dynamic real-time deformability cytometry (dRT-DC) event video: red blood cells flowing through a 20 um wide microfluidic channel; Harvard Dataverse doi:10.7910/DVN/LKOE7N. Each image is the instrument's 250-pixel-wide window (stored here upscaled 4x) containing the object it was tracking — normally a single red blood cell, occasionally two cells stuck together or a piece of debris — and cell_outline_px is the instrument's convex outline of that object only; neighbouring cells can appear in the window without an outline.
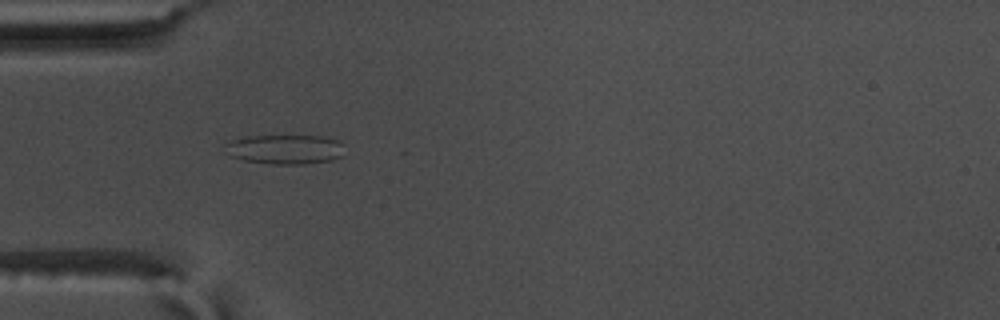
{"species": "common noctule bat (a hibernating species)", "species_latin": "Nyctalus noctula", "temperature_condition": "warm", "stored_images_in_passage": 42, "camera_frame_rate_fps": 3000, "um_per_image_px": 0.085, "animal": {"sex": "male", "body_mass_g": 17.5, "forearm_length_mm": 52.3}, "frame": {"image": 1, "passage_image": 3, "time_ms": 0.667, "image_size_px": [1000, 320], "cell_outline_px": [[344, 156], [332, 160], [304, 164], [272, 164], [244, 160], [228, 156], [224, 144], [232, 140], [244, 136], [320, 136], [340, 140], [344, 144]], "centroid_in_image_um": [24.26, 12.69], "position_along_channel_um": 60.7, "area_um2": 20.87}}
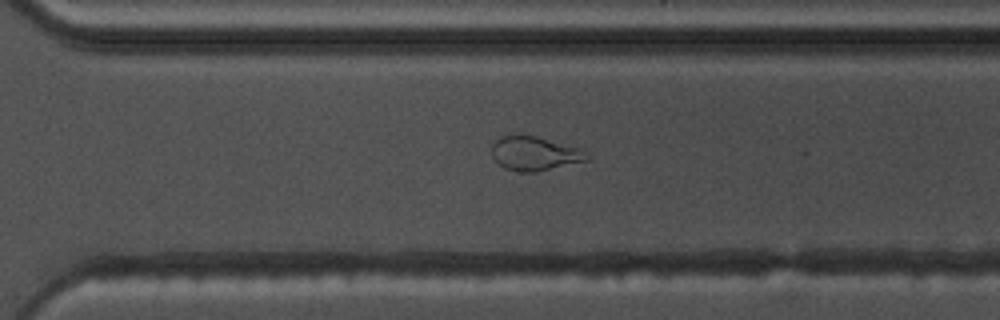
{"frame": {"image": 2, "passage_image": 25, "time_ms": 8.0, "image_size_px": [1000, 320], "cell_outline_px": [[592, 156], [588, 160], [532, 172], [520, 172], [504, 168], [492, 156], [492, 144], [500, 136], [512, 132], [516, 132], [536, 136], [584, 148]], "centroid_in_image_um": [45.46, 12.99], "position_along_channel_um": 325.1, "area_um2": 19.42}}
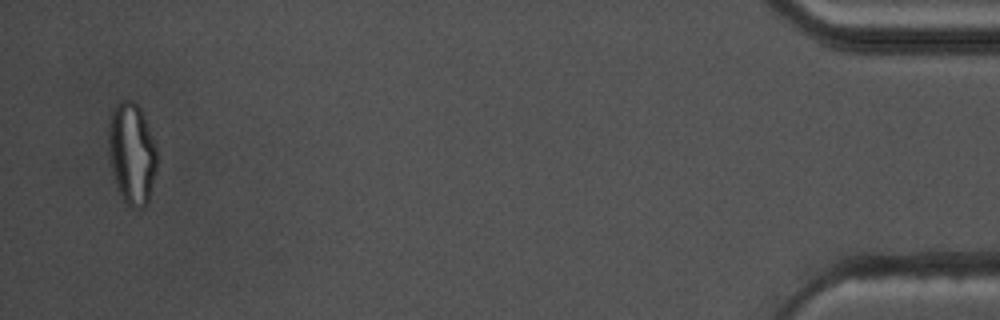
{"frame": {"image": 3, "passage_image": 40, "time_ms": 13.0, "image_size_px": [1000, 320], "cell_outline_px": [[156, 168], [148, 204], [144, 208], [132, 208], [124, 200], [116, 184], [112, 172], [108, 156], [108, 124], [112, 112], [116, 104], [120, 100], [132, 100], [140, 108], [156, 148]], "centroid_in_image_um": [11.18, 13.06], "position_along_channel_um": 424.0, "area_um2": 28.55}, "authors_computed_cell_mechanics": {"area_um2": 20.1144, "velocity_mm_per_s": 3.6526, "shape_relaxation_time_tau1_ms": null, "shape_relaxation_time_tau2_ms": 1.1723, "deformation_change_tau1": null, "deformation_change_tau2": 0.0754}}